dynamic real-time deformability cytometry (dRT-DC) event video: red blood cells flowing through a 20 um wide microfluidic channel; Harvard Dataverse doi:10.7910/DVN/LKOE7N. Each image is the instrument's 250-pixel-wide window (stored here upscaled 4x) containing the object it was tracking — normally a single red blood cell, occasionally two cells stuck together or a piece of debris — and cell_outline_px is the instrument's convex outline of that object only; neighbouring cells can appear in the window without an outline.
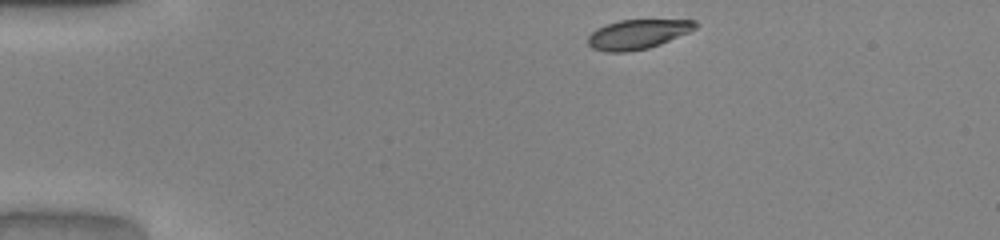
{"species": "common noctule bat (a hibernating species)", "species_latin": "Nyctalus noctula", "temperature_condition": "warm", "stored_images_in_passage": 38, "camera_frame_rate_fps": 3000, "um_per_image_px": 0.085, "animal": {"sex": "male", "body_mass_g": 20.0, "forearm_length_mm": 53.3}, "frame": {"image": 1, "passage_image": 1, "time_ms": 0.0, "image_size_px": [1000, 240], "cell_outline_px": [[696, 28], [688, 32], [660, 44], [648, 48], [628, 52], [604, 52], [592, 48], [588, 44], [588, 36], [596, 28], [620, 20], [696, 20]], "centroid_in_image_um": [54.16, 2.92], "position_along_channel_um": 30.8, "area_um2": 18.32}}
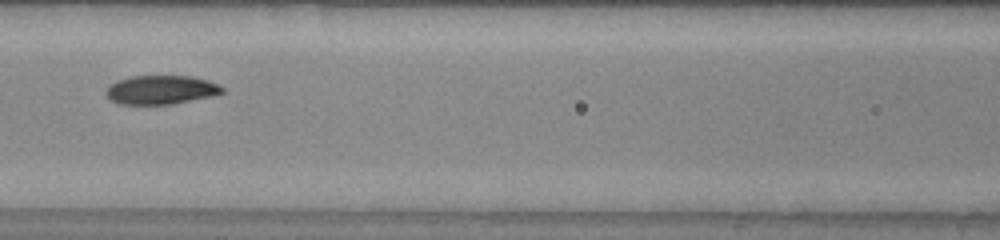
{"frame": {"image": 2, "passage_image": 15, "time_ms": 4.667, "image_size_px": [1000, 240], "cell_outline_px": [[224, 92], [216, 96], [172, 104], [120, 104], [112, 100], [104, 92], [116, 80], [132, 76], [192, 76], [208, 80], [224, 88]], "centroid_in_image_um": [13.73, 7.64], "position_along_channel_um": 152.9, "area_um2": 19.59}}
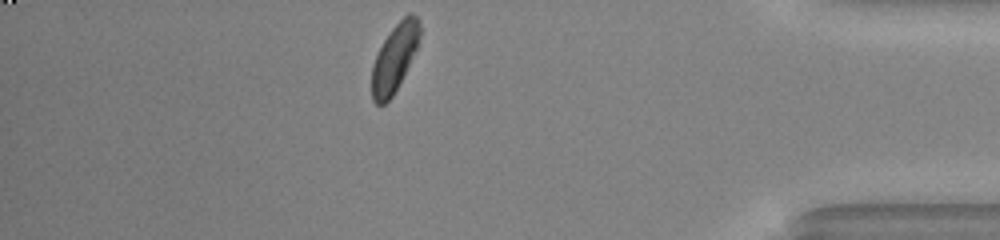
{"frame": {"image": 3, "passage_image": 36, "time_ms": 11.667, "image_size_px": [1000, 240], "cell_outline_px": [[420, 36], [416, 48], [392, 96], [384, 104], [376, 104], [372, 100], [372, 64], [384, 40], [392, 28], [408, 12], [412, 12], [420, 20]], "centroid_in_image_um": [33.53, 4.89], "position_along_channel_um": 401.7, "area_um2": 18.38}, "authors_computed_cell_mechanics": {"area_um2": 19.8832, "velocity_mm_per_s": 4.0589, "shape_relaxation_time_tau1_ms": 2.2873, "shape_relaxation_time_tau2_ms": 3.6034, "deformation_change_tau1": 0.1516, "deformation_change_tau2": 0.0687}}